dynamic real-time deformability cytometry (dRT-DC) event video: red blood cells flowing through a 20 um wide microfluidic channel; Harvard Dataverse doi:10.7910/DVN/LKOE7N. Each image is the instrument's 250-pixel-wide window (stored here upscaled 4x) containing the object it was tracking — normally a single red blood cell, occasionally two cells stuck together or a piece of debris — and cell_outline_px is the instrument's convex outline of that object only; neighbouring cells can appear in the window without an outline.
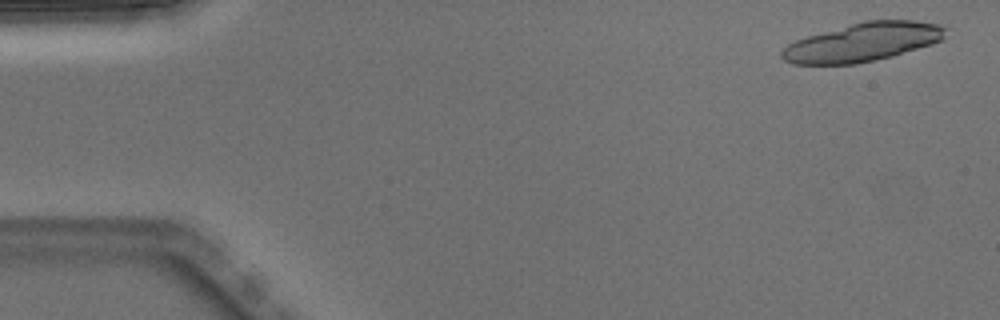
{"species": "Egyptian fruit bat (a non-hibernating species)", "species_latin": "Rousettus aegyptiacus", "temperature_condition": "warm", "stored_images_in_passage": 5, "camera_frame_rate_fps": 3000, "um_per_image_px": 0.085, "animal": {"sex": "male"}, "frame": {"image": 1, "passage_image": 1, "time_ms": 0.0, "image_size_px": [1000, 320], "cell_outline_px": [[948, 28], [944, 40], [932, 44], [892, 56], [876, 60], [856, 64], [792, 64], [784, 60], [780, 56], [780, 52], [788, 44], [796, 40], [808, 36], [864, 20], [916, 20], [940, 24]], "centroid_in_image_um": [73.39, 3.58], "position_along_channel_um": 11.6, "area_um2": 36.93}}
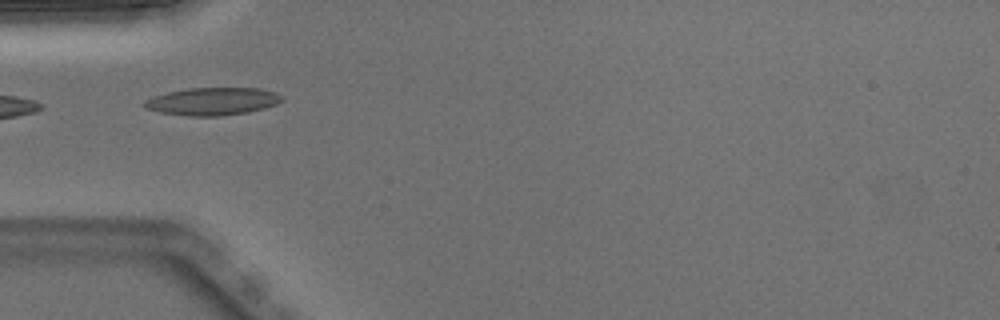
{"frame": {"image": 2, "passage_image": 5, "time_ms": 1.333, "image_size_px": [1000, 320], "cell_outline_px": [[284, 100], [276, 104], [264, 108], [248, 112], [220, 116], [192, 116], [160, 112], [144, 108], [140, 104], [144, 100], [152, 96], [168, 92], [188, 88], [260, 88], [276, 92]], "centroid_in_image_um": [18.03, 8.61], "position_along_channel_um": 67.0, "area_um2": 22.25}}